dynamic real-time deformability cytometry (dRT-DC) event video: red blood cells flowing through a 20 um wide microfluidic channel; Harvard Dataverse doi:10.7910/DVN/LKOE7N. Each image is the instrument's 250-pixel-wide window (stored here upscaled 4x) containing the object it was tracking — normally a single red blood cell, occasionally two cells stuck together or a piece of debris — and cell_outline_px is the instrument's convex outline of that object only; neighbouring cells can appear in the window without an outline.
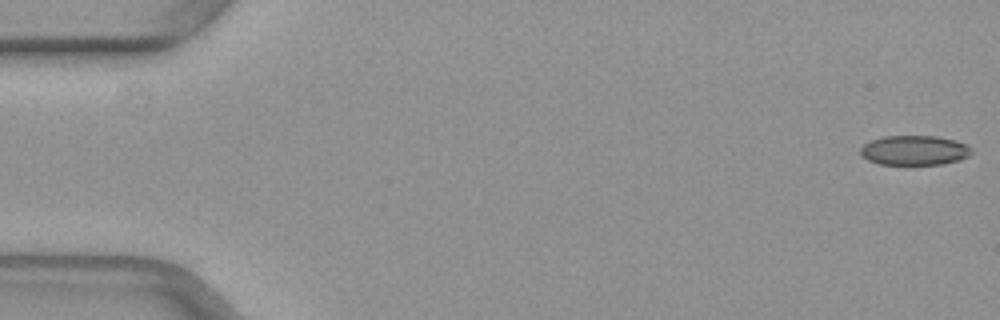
{"species": "common noctule bat (a hibernating species)", "species_latin": "Nyctalus noctula", "temperature_condition": "warm", "stored_images_in_passage": 28, "camera_frame_rate_fps": 3000, "um_per_image_px": 0.085, "animal": {"sex": "female", "body_mass_g": 29.2, "forearm_length_mm": 56.3}, "frame": {"image": 1, "passage_image": 1, "time_ms": 0.0, "image_size_px": [1000, 320], "cell_outline_px": [[972, 152], [968, 156], [944, 164], [880, 164], [868, 160], [860, 156], [860, 148], [864, 144], [872, 140], [884, 136], [936, 136], [956, 140], [968, 144], [972, 148]], "centroid_in_image_um": [77.73, 12.77], "position_along_channel_um": 7.3, "area_um2": 19.25}}
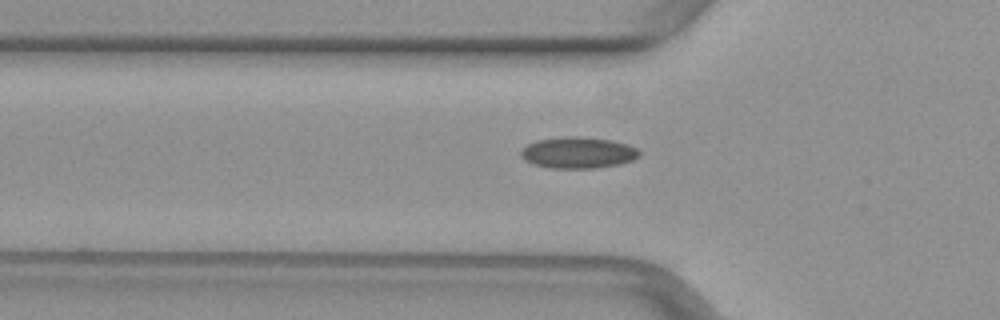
{"frame": {"image": 2, "passage_image": 17, "time_ms": 5.333, "image_size_px": [1000, 320], "cell_outline_px": [[640, 156], [632, 160], [620, 164], [596, 168], [552, 168], [532, 164], [524, 160], [520, 156], [520, 152], [528, 144], [536, 140], [568, 136], [580, 136], [612, 140], [628, 144], [636, 148], [640, 152]], "centroid_in_image_um": [49.14, 12.97], "position_along_channel_um": 76.7, "area_um2": 21.73}}
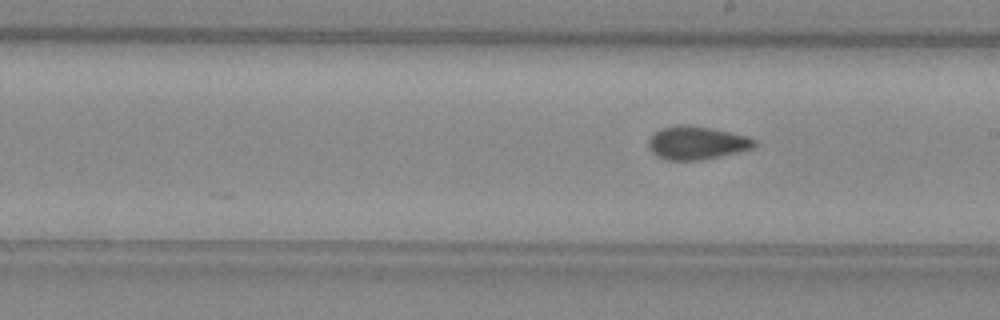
{"frame": {"image": 3, "passage_image": 28, "time_ms": 9.0, "image_size_px": [1000, 320], "cell_outline_px": [[756, 144], [752, 148], [720, 156], [700, 160], [664, 160], [656, 156], [648, 148], [648, 140], [660, 128], [676, 124], [692, 124], [748, 136], [756, 140]], "centroid_in_image_um": [59.18, 12.13], "position_along_channel_um": 229.8, "area_um2": 20.63}}